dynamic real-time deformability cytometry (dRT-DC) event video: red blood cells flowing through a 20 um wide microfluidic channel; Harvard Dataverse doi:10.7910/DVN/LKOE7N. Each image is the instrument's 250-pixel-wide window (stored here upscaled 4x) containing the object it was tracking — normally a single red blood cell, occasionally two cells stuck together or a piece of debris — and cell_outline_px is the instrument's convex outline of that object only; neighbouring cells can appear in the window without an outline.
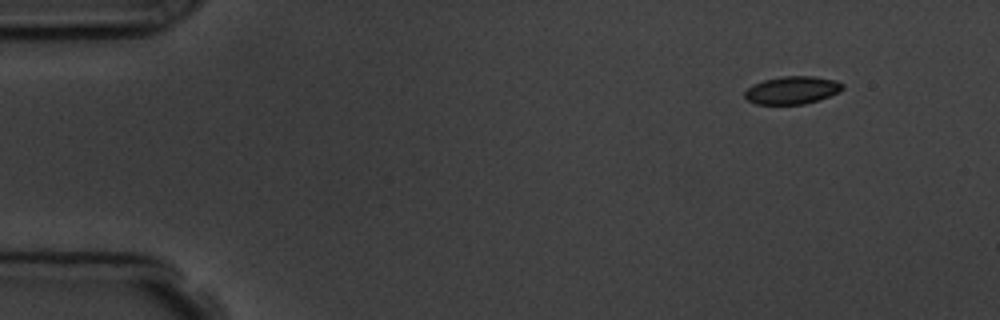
{"species": "common noctule bat (a hibernating species)", "species_latin": "Nyctalus noctula", "temperature_condition": "room temperature", "stored_images_in_passage": 3, "camera_frame_rate_fps": 3000, "um_per_image_px": 0.085, "animal": {"sex": "male", "body_mass_g": 19.5, "forearm_length_mm": 54.6}, "frame": {"image": 1, "passage_image": 1, "time_ms": 0.0, "image_size_px": [1000, 320], "cell_outline_px": [[844, 88], [840, 92], [820, 100], [804, 104], [756, 104], [748, 100], [744, 96], [744, 92], [752, 84], [764, 80], [780, 76], [812, 76], [836, 80], [844, 84]], "centroid_in_image_um": [67.36, 7.66], "position_along_channel_um": 17.6, "area_um2": 16.01}}
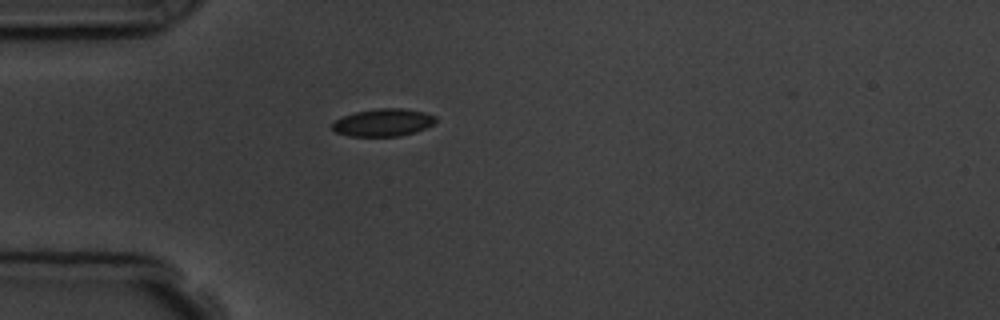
{"frame": {"image": 2, "passage_image": 3, "time_ms": 3.333, "image_size_px": [1000, 320], "cell_outline_px": [[436, 120], [432, 124], [424, 128], [400, 136], [348, 136], [336, 132], [332, 128], [332, 124], [336, 120], [344, 116], [356, 112], [376, 108], [404, 108], [424, 112], [436, 116]], "centroid_in_image_um": [32.56, 10.4], "position_along_channel_um": 52.4, "area_um2": 16.42}}